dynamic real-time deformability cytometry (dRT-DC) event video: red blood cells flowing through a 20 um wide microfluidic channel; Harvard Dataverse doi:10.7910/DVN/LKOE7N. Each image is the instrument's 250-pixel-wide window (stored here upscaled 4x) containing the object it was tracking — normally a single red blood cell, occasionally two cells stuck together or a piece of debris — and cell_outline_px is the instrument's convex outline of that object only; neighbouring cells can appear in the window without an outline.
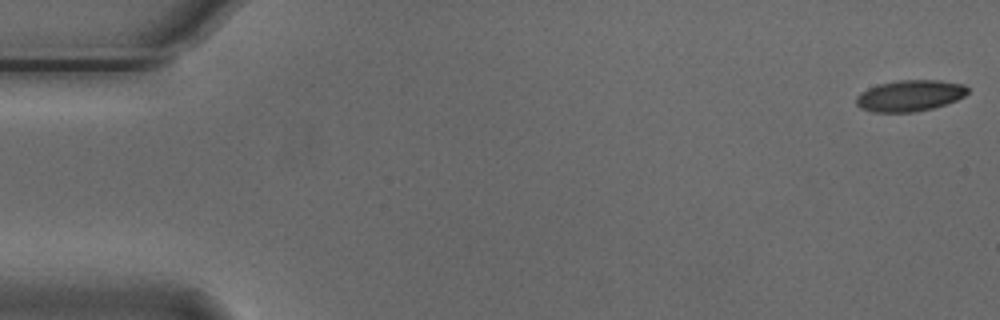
{"species": "Egyptian fruit bat (a non-hibernating species)", "species_latin": "Rousettus aegyptiacus", "temperature_condition": "cold", "stored_images_in_passage": 55, "camera_frame_rate_fps": 3000, "um_per_image_px": 0.085, "animal": {"sex": "male"}, "frame": {"image": 1, "passage_image": 1, "time_ms": 0.0, "image_size_px": [1000, 320], "cell_outline_px": [[968, 92], [964, 96], [956, 100], [932, 108], [912, 112], [872, 112], [860, 108], [856, 104], [856, 96], [860, 92], [868, 88], [880, 84], [896, 80], [940, 80], [964, 84], [968, 88]], "centroid_in_image_um": [77.31, 8.12], "position_along_channel_um": 7.7, "area_um2": 20.29}}
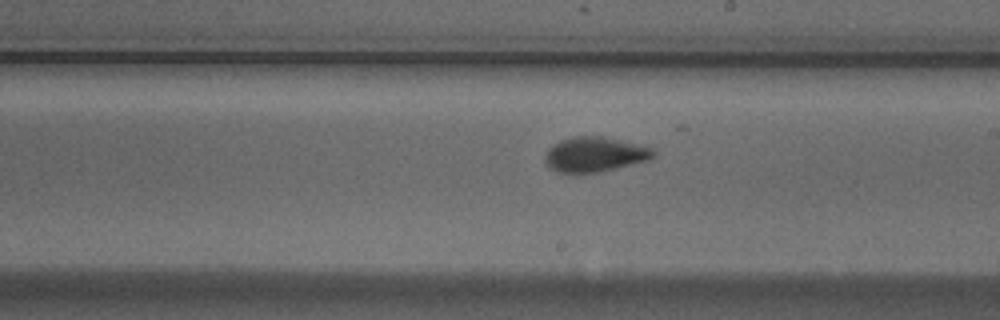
{"frame": {"image": 2, "passage_image": 31, "time_ms": 10.0, "image_size_px": [1000, 320], "cell_outline_px": [[656, 156], [648, 160], [580, 176], [556, 172], [548, 168], [544, 164], [544, 156], [548, 148], [552, 144], [560, 140], [572, 136], [600, 136], [640, 144], [652, 148], [656, 152]], "centroid_in_image_um": [50.47, 13.15], "position_along_channel_um": 238.5, "area_um2": 22.72}}
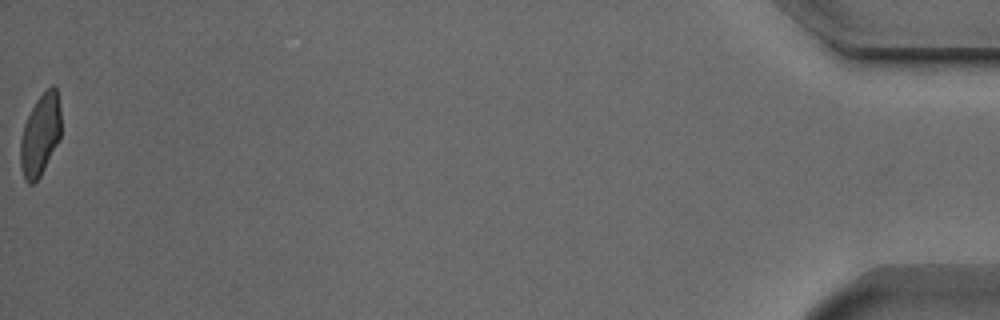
{"frame": {"image": 3, "passage_image": 55, "time_ms": 18.0, "image_size_px": [1000, 320], "cell_outline_px": [[60, 140], [40, 176], [32, 184], [28, 184], [24, 180], [20, 168], [20, 140], [24, 124], [36, 100], [52, 84], [56, 88], [60, 108]], "centroid_in_image_um": [3.41, 11.5], "position_along_channel_um": 431.8, "area_um2": 19.36}, "authors_computed_cell_mechanics": {"area_um2": 20.9814, "velocity_mm_per_s": 3.7235, "shape_relaxation_time_tau1_ms": 3.1639, "shape_relaxation_time_tau2_ms": 1.3802, "deformation_change_tau1": 0.1165, "deformation_change_tau2": 0.0607}}